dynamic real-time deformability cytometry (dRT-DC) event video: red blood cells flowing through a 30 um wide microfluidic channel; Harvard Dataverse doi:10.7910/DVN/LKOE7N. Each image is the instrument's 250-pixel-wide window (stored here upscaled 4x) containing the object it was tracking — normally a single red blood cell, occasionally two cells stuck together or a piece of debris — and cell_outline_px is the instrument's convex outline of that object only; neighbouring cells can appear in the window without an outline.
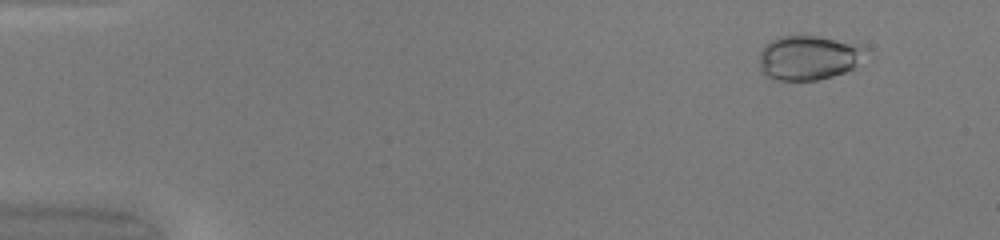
{"species": "common noctule bat (a hibernating species)", "species_latin": "Nyctalus noctula", "temperature_condition": "warm", "stored_images_in_passage": 49, "camera_frame_rate_fps": 3000, "um_per_image_px": 0.085, "animal": {"sex": "female", "body_mass_g": 20.0, "forearm_length_mm": 54.0}, "frame": {"image": 1, "passage_image": 5, "time_ms": 1.333, "image_size_px": [1000, 240], "cell_outline_px": [[860, 48], [856, 68], [832, 76], [816, 80], [772, 80], [764, 76], [760, 72], [760, 52], [764, 44], [776, 36], [816, 36], [860, 44]], "centroid_in_image_um": [68.59, 4.92], "position_along_channel_um": 16.4, "area_um2": 27.28}}
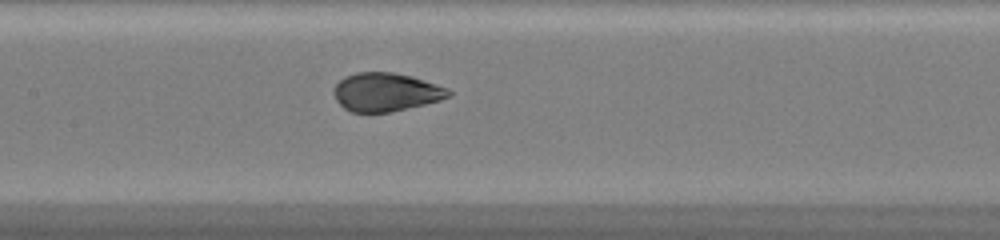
{"frame": {"image": 2, "passage_image": 25, "time_ms": 8.0, "image_size_px": [1000, 240], "cell_outline_px": [[452, 96], [440, 100], [424, 104], [388, 112], [352, 112], [344, 108], [336, 100], [332, 92], [332, 88], [344, 76], [356, 72], [392, 72], [412, 76], [448, 88], [452, 92]], "centroid_in_image_um": [32.78, 7.81], "position_along_channel_um": 174.6, "area_um2": 25.78}}
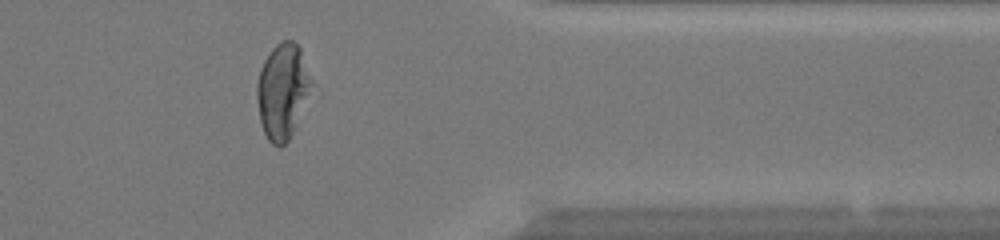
{"frame": {"image": 3, "passage_image": 41, "time_ms": 13.333, "image_size_px": [1000, 240], "cell_outline_px": [[312, 84], [296, 124], [288, 140], [280, 148], [272, 144], [268, 140], [264, 132], [260, 120], [256, 96], [256, 84], [260, 68], [264, 60], [272, 48], [276, 44], [284, 40], [292, 40], [300, 48], [312, 80]], "centroid_in_image_um": [23.98, 7.73], "position_along_channel_um": 387.4, "area_um2": 29.88}, "authors_computed_cell_mechanics": {"area_um2": 27.1082, "velocity_mm_per_s": 4.2437, "shape_relaxation_time_tau1_ms": 7.8833, "shape_relaxation_time_tau2_ms": null, "deformation_change_tau1": 0.2842, "deformation_change_tau2": null}}